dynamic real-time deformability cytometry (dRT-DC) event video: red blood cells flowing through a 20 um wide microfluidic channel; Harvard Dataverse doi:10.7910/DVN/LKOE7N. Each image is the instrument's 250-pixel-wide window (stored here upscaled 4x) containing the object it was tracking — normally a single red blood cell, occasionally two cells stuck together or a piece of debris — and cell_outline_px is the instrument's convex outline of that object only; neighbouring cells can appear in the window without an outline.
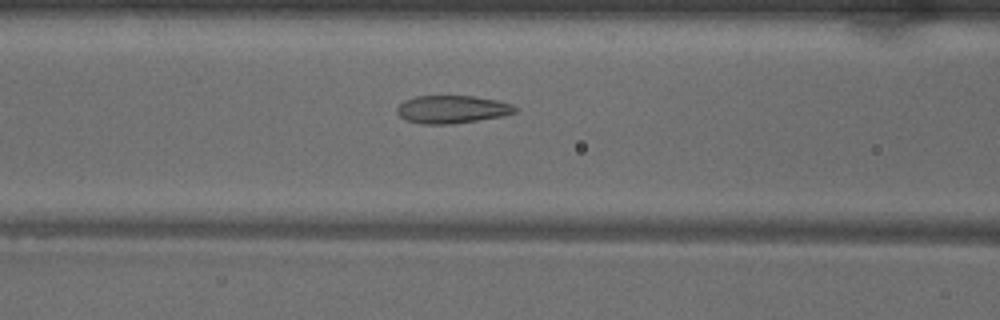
{"species": "common noctule bat (a hibernating species)", "species_latin": "Nyctalus noctula", "temperature_condition": "warm", "stored_images_in_passage": 44, "camera_frame_rate_fps": 3000, "um_per_image_px": 0.085, "animal": {"sex": "male", "body_mass_g": 18.8}, "frame": {"image": 1, "passage_image": 14, "time_ms": 4.333, "image_size_px": [1000, 320], "cell_outline_px": [[520, 108], [516, 112], [504, 116], [452, 124], [420, 124], [408, 120], [400, 116], [396, 112], [396, 108], [404, 100], [416, 96], [472, 96], [496, 100], [512, 104]], "centroid_in_image_um": [38.45, 9.3], "position_along_channel_um": 128.2, "area_um2": 19.25}}
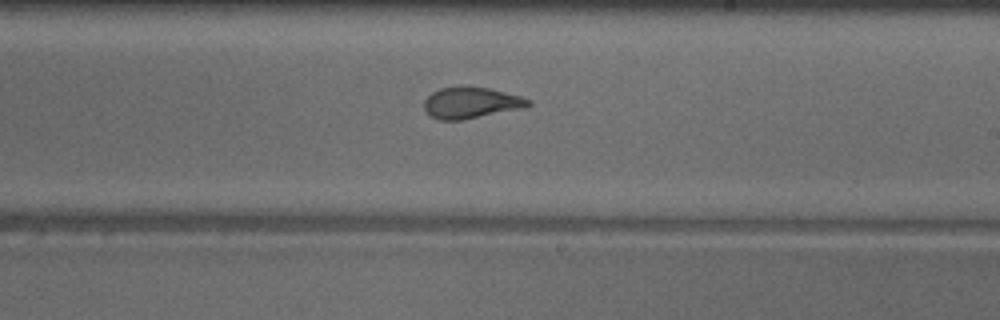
{"frame": {"image": 2, "passage_image": 23, "time_ms": 7.333, "image_size_px": [1000, 320], "cell_outline_px": [[532, 104], [524, 108], [464, 120], [440, 120], [432, 116], [424, 108], [424, 100], [432, 92], [440, 88], [488, 88], [520, 96], [532, 100]], "centroid_in_image_um": [40.07, 8.76], "position_along_channel_um": 248.9, "area_um2": 18.61}}
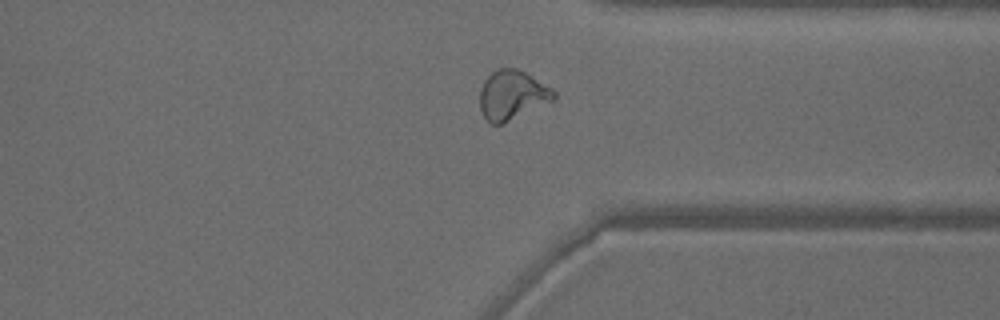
{"frame": {"image": 3, "passage_image": 32, "time_ms": 10.333, "image_size_px": [1000, 320], "cell_outline_px": [[556, 96], [552, 100], [500, 124], [492, 124], [484, 116], [480, 108], [480, 88], [484, 80], [492, 72], [500, 68], [516, 68], [524, 72], [552, 88], [556, 92]], "centroid_in_image_um": [43.5, 8.05], "position_along_channel_um": 367.9, "area_um2": 20.69}, "authors_computed_cell_mechanics": {"area_um2": 20.7213, "velocity_mm_per_s": 4.032, "shape_relaxation_time_tau1_ms": null, "shape_relaxation_time_tau2_ms": 1.0777, "deformation_change_tau1": null, "deformation_change_tau2": 0.0877}}